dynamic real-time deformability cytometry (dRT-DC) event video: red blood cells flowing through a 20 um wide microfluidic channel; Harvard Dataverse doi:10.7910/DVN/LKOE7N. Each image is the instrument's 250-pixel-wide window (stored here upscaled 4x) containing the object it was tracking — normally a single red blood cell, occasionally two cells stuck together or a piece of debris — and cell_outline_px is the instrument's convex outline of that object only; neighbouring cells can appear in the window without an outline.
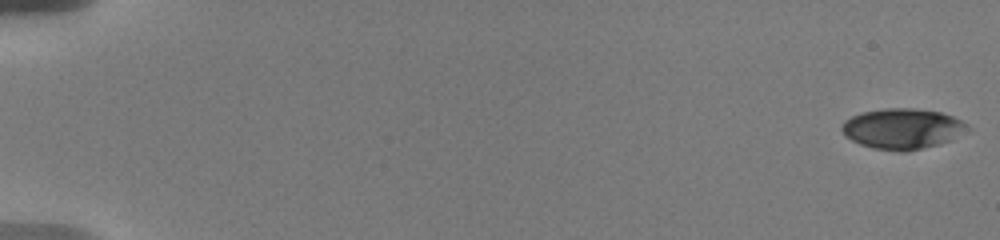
{"species": "human", "species_latin": "Homo sapiens", "temperature_condition": "warm", "stored_images_in_passage": 43, "camera_frame_rate_fps": 3000, "um_per_image_px": 0.085, "donor": {"sex": "male"}, "frame": {"image": 1, "passage_image": 1, "time_ms": 0.0, "image_size_px": [1000, 240], "cell_outline_px": [[968, 124], [948, 140], [936, 144], [920, 148], [900, 152], [872, 148], [860, 144], [844, 136], [840, 128], [844, 120], [860, 112], [884, 108], [912, 108], [940, 112], [952, 116]], "centroid_in_image_um": [76.56, 10.92], "position_along_channel_um": 8.4, "area_um2": 29.02}}
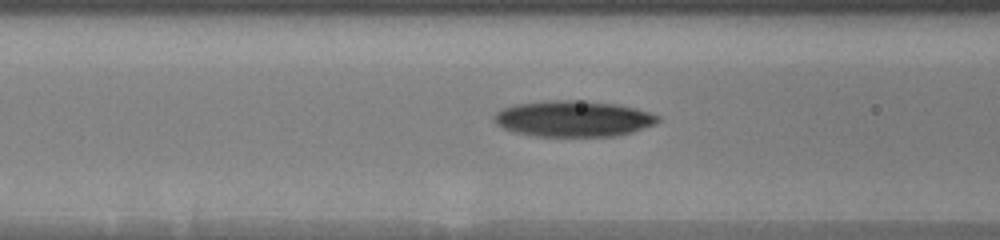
{"frame": {"image": 2, "passage_image": 23, "time_ms": 8.0, "image_size_px": [1000, 240], "cell_outline_px": [[660, 120], [656, 124], [632, 132], [616, 136], [536, 136], [516, 132], [504, 128], [496, 124], [492, 116], [496, 112], [504, 108], [516, 104], [552, 100], [584, 100], [616, 104], [636, 108], [660, 116]], "centroid_in_image_um": [48.75, 10.08], "position_along_channel_um": 117.8, "area_um2": 34.39}}
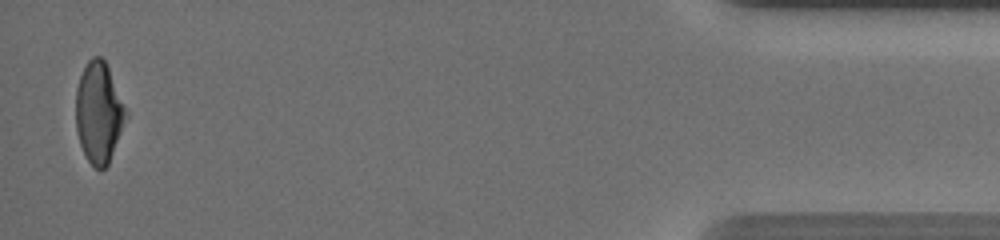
{"frame": {"image": 3, "passage_image": 43, "time_ms": 18.333, "image_size_px": [1000, 240], "cell_outline_px": [[128, 116], [108, 164], [100, 172], [88, 160], [80, 144], [76, 128], [76, 88], [80, 76], [88, 60], [92, 56], [100, 56], [104, 60], [108, 68], [128, 112]], "centroid_in_image_um": [8.4, 9.58], "position_along_channel_um": 426.8, "area_um2": 29.3}, "authors_computed_cell_mechanics": {"area_um2": 31.7322, "velocity_mm_per_s": 3.6757, "shape_relaxation_time_tau1_ms": 4.8342, "shape_relaxation_time_tau2_ms": 4.0211, "deformation_change_tau1": 0.1809, "deformation_change_tau2": 0.1186}}